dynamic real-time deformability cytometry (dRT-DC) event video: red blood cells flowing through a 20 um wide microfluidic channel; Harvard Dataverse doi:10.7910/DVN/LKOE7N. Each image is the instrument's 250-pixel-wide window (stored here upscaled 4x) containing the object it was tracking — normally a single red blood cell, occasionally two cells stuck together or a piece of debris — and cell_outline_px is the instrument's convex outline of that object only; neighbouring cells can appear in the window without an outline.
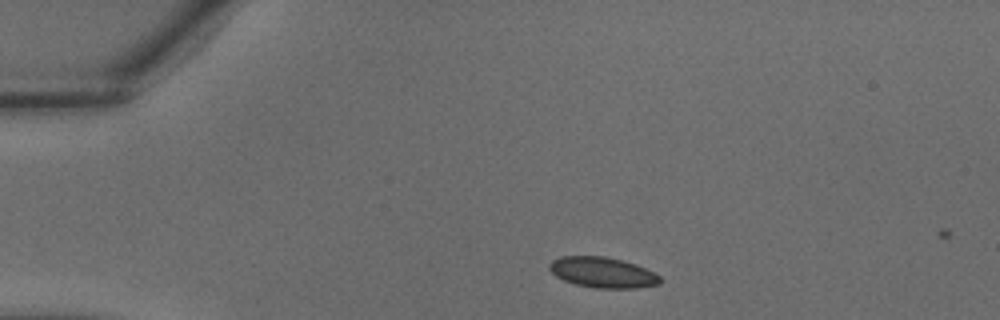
{"species": "common noctule bat (a hibernating species)", "species_latin": "Nyctalus noctula", "temperature_condition": "warm", "stored_images_in_passage": 5, "camera_frame_rate_fps": 3000, "um_per_image_px": 0.085, "animal": {"sex": "male", "body_mass_g": 18.8}, "frame": {"image": 1, "passage_image": 1, "time_ms": 0.0, "image_size_px": [1000, 320], "cell_outline_px": [[660, 284], [636, 288], [596, 288], [576, 284], [564, 280], [556, 276], [548, 268], [548, 264], [552, 260], [560, 256], [604, 256], [624, 260], [636, 264], [660, 276]], "centroid_in_image_um": [51.2, 23.15], "position_along_channel_um": 33.8, "area_um2": 19.71}}